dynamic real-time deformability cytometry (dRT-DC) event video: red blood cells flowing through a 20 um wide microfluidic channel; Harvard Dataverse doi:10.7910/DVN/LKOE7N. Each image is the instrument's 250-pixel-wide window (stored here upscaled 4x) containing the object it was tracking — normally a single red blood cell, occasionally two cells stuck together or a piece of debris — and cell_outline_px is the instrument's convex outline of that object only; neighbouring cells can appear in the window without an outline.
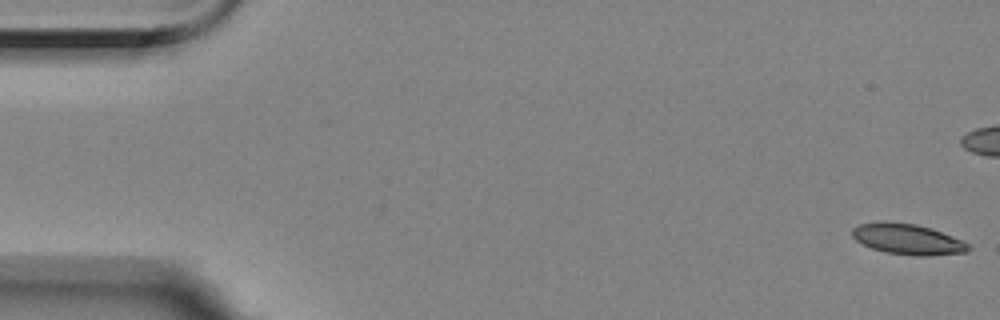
{"species": "Egyptian fruit bat (a non-hibernating species)", "species_latin": "Rousettus aegyptiacus", "temperature_condition": "room temperature", "stored_images_in_passage": 57, "camera_frame_rate_fps": 3000, "um_per_image_px": 0.085, "animal": {"sex": "female"}, "frame": {"image": 1, "passage_image": 1, "time_ms": 0.0, "image_size_px": [1000, 320], "cell_outline_px": [[972, 248], [968, 252], [924, 256], [920, 256], [888, 252], [872, 248], [856, 240], [852, 236], [852, 228], [860, 224], [884, 220], [916, 224], [932, 228], [964, 240]], "centroid_in_image_um": [77.18, 20.31], "position_along_channel_um": 7.8, "area_um2": 20.87}}
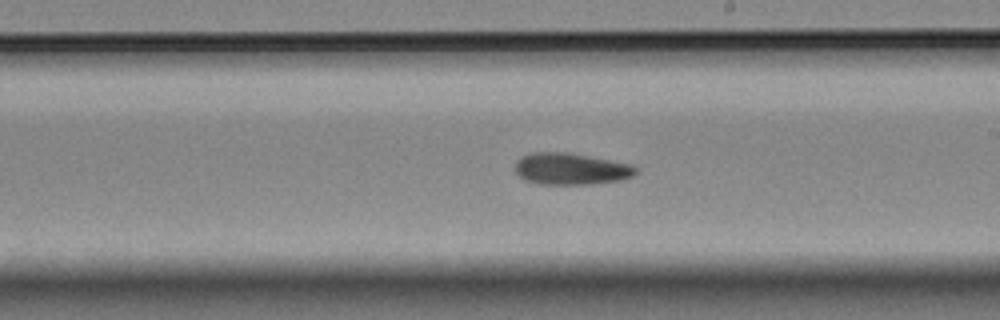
{"frame": {"image": 2, "passage_image": 32, "time_ms": 10.333, "image_size_px": [1000, 320], "cell_outline_px": [[636, 172], [632, 176], [620, 180], [592, 184], [540, 184], [524, 180], [516, 172], [516, 160], [520, 156], [532, 152], [568, 152], [632, 164], [636, 168]], "centroid_in_image_um": [48.5, 14.35], "position_along_channel_um": 240.5, "area_um2": 22.31}}
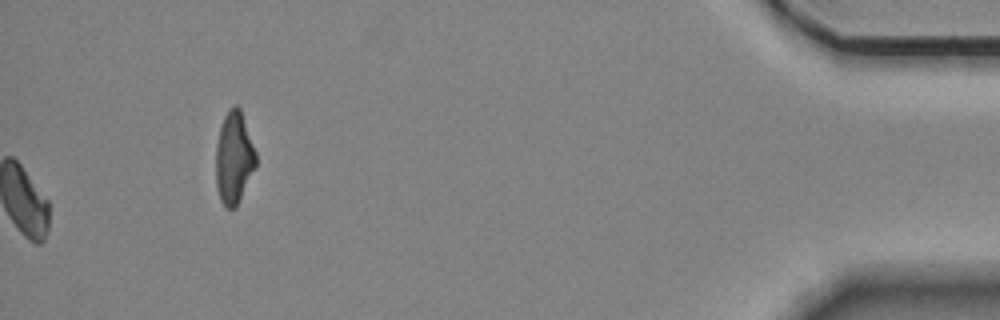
{"frame": {"image": 3, "passage_image": 57, "time_ms": 18.667, "image_size_px": [1000, 320], "cell_outline_px": [[256, 164], [236, 208], [228, 208], [220, 200], [216, 184], [216, 144], [220, 124], [228, 108], [232, 104], [236, 104], [240, 108], [256, 152]], "centroid_in_image_um": [19.87, 13.36], "position_along_channel_um": 415.3, "area_um2": 21.5}, "authors_computed_cell_mechanics": {"area_um2": 21.3282, "velocity_mm_per_s": 3.5261, "shape_relaxation_time_tau1_ms": 6.5006, "shape_relaxation_time_tau2_ms": null, "deformation_change_tau1": 0.1581, "deformation_change_tau2": null}}